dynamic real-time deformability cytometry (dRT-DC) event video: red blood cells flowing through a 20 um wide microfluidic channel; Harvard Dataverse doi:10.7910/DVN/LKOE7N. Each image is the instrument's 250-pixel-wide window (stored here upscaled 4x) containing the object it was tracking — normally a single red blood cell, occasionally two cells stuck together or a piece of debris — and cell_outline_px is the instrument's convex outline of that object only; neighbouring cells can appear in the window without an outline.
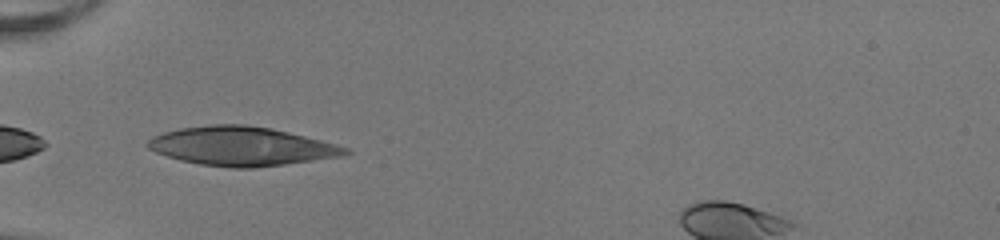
{"species": "human", "species_latin": "Homo sapiens", "temperature_condition": "room temperature", "stored_images_in_passage": 22, "camera_frame_rate_fps": 3000, "um_per_image_px": 0.085, "donor": {"sex": "female"}, "frame": {"image": 1, "passage_image": 1, "time_ms": 0.0, "image_size_px": [1000, 240], "cell_outline_px": [[352, 152], [340, 156], [284, 164], [252, 168], [232, 168], [200, 164], [180, 160], [156, 152], [148, 148], [144, 144], [152, 136], [164, 132], [180, 128], [212, 124], [244, 124], [272, 128], [336, 144], [348, 148]], "centroid_in_image_um": [20.48, 12.42], "position_along_channel_um": 64.5, "area_um2": 44.56}}
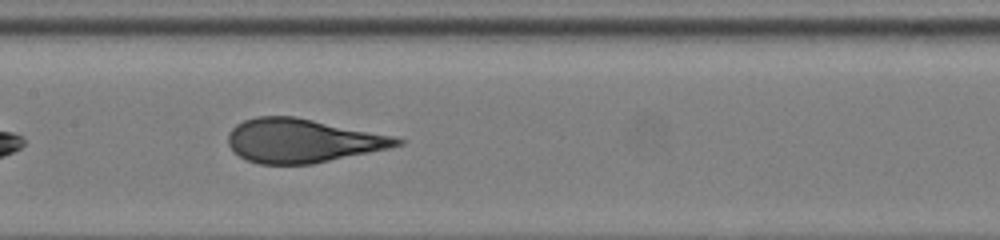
{"frame": {"image": 2, "passage_image": 10, "time_ms": 3.0, "image_size_px": [1000, 240], "cell_outline_px": [[404, 144], [388, 148], [312, 164], [260, 164], [248, 160], [240, 156], [228, 144], [228, 132], [236, 124], [244, 120], [256, 116], [292, 116], [396, 136], [404, 140]], "centroid_in_image_um": [25.7, 11.95], "position_along_channel_um": 181.7, "area_um2": 42.83}}
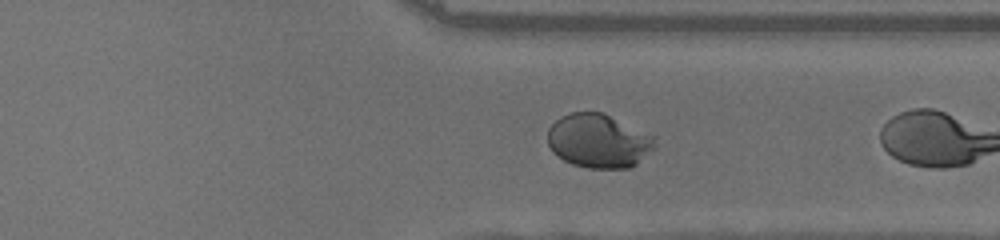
{"frame": {"image": 3, "passage_image": 21, "time_ms": 6.667, "image_size_px": [1000, 240], "cell_outline_px": [[656, 148], [632, 168], [588, 168], [572, 164], [556, 156], [552, 152], [548, 144], [548, 128], [560, 116], [572, 112], [600, 112], [656, 136]], "centroid_in_image_um": [50.89, 11.99], "position_along_channel_um": 360.5, "area_um2": 33.93}}